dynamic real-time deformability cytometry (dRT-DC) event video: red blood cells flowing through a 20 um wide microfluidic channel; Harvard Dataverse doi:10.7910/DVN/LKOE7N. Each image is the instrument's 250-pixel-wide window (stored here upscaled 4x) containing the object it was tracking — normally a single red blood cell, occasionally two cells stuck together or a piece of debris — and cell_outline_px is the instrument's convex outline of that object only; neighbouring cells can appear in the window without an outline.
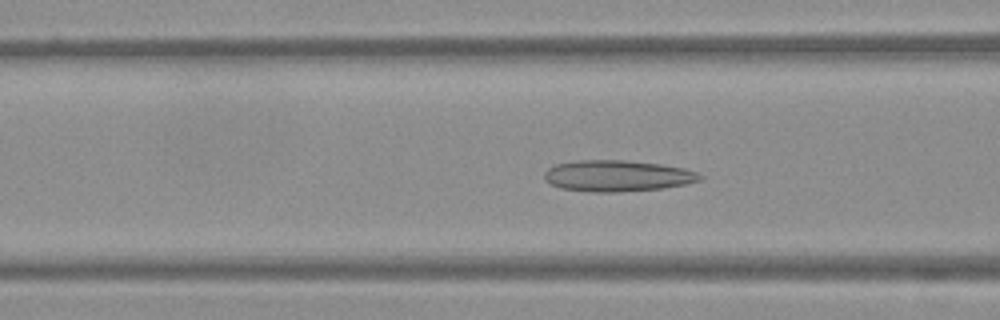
{"species": "Egyptian fruit bat (a non-hibernating species)", "species_latin": "Rousettus aegyptiacus", "temperature_condition": "warm", "stored_images_in_passage": 33, "camera_frame_rate_fps": 3000, "um_per_image_px": 0.085, "frame": {"image": 1, "passage_image": 6, "time_ms": 1.667, "image_size_px": [1000, 320], "cell_outline_px": [[704, 176], [700, 180], [684, 184], [664, 188], [620, 192], [592, 192], [560, 188], [544, 180], [544, 172], [548, 168], [556, 164], [580, 160], [624, 160], [660, 164], [684, 168], [696, 172]], "centroid_in_image_um": [52.46, 14.95], "position_along_channel_um": 114.1, "area_um2": 28.32}}
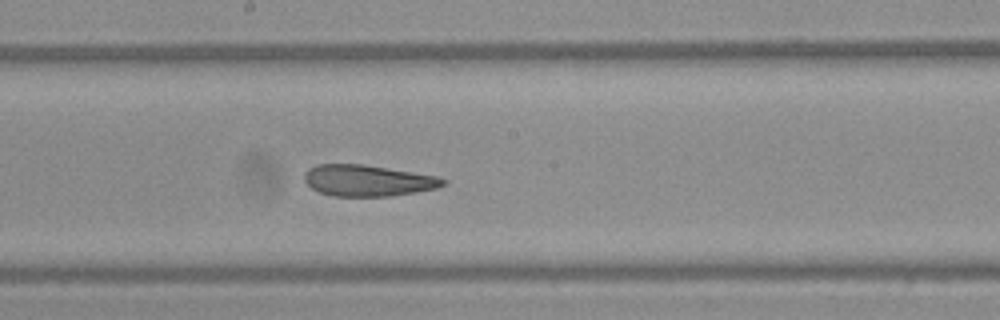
{"frame": {"image": 2, "passage_image": 14, "time_ms": 4.333, "image_size_px": [1000, 320], "cell_outline_px": [[448, 184], [436, 188], [416, 192], [392, 196], [332, 196], [320, 192], [312, 188], [304, 180], [304, 172], [308, 168], [316, 164], [364, 164], [436, 176], [448, 180]], "centroid_in_image_um": [31.26, 15.34], "position_along_channel_um": 216.9, "area_um2": 25.37}}
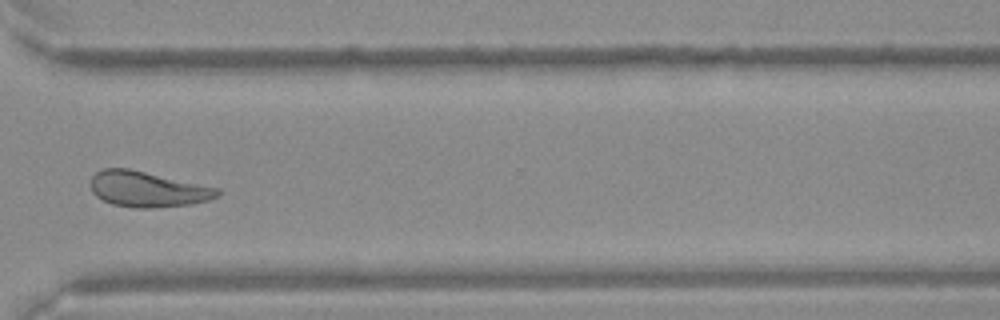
{"frame": {"image": 3, "passage_image": 25, "time_ms": 8.0, "image_size_px": [1000, 320], "cell_outline_px": [[220, 196], [208, 200], [192, 204], [152, 208], [136, 208], [112, 204], [96, 196], [92, 192], [92, 176], [96, 172], [104, 168], [128, 168], [220, 188]], "centroid_in_image_um": [12.57, 16.08], "position_along_channel_um": 358.0, "area_um2": 26.24}}